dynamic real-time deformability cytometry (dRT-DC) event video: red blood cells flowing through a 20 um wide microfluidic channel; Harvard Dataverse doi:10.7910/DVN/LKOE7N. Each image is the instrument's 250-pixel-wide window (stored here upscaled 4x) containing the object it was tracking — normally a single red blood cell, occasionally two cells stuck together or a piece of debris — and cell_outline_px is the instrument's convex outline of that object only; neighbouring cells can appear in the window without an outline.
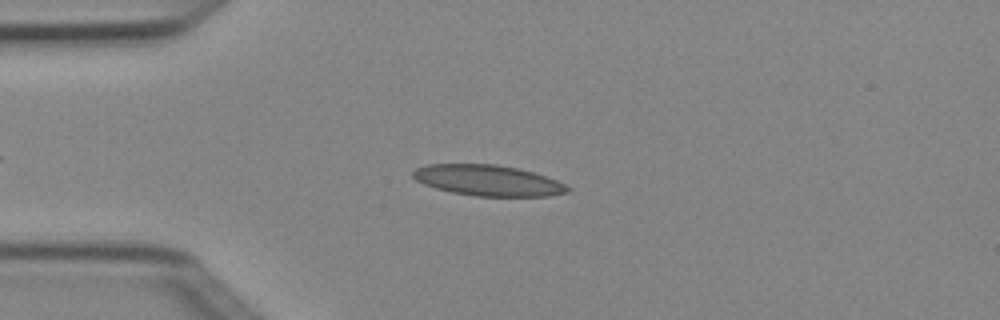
{"species": "Egyptian fruit bat (a non-hibernating species)", "species_latin": "Rousettus aegyptiacus", "temperature_condition": "cold", "stored_images_in_passage": 5, "camera_frame_rate_fps": 3000, "um_per_image_px": 0.085, "animal": {"sex": "female"}, "frame": {"image": 1, "passage_image": 3, "time_ms": 0.667, "image_size_px": [1000, 320], "cell_outline_px": [[572, 188], [568, 192], [548, 196], [476, 196], [452, 192], [436, 188], [424, 184], [416, 180], [412, 176], [412, 172], [416, 168], [428, 164], [496, 164], [520, 168], [556, 180]], "centroid_in_image_um": [41.47, 15.33], "position_along_channel_um": 43.5, "area_um2": 27.69}}
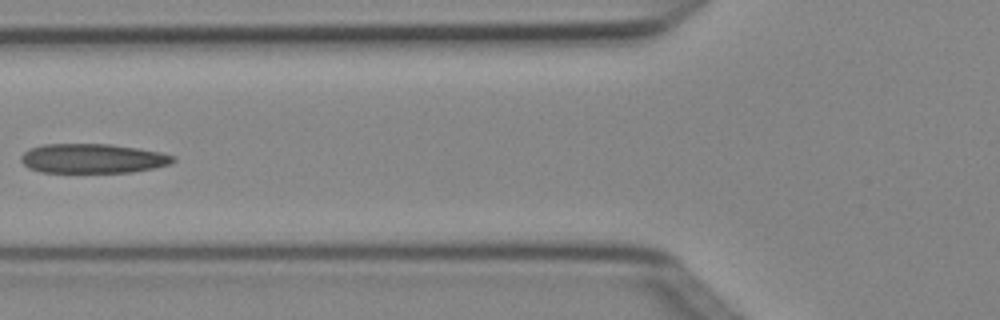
{"frame": {"image": 2, "passage_image": 5, "time_ms": 1.333, "image_size_px": [1000, 320], "cell_outline_px": [[176, 160], [168, 164], [156, 168], [132, 172], [40, 172], [28, 168], [20, 160], [20, 156], [28, 148], [44, 144], [112, 144], [160, 152], [176, 156]], "centroid_in_image_um": [7.86, 13.47], "position_along_channel_um": 117.9, "area_um2": 26.24}}